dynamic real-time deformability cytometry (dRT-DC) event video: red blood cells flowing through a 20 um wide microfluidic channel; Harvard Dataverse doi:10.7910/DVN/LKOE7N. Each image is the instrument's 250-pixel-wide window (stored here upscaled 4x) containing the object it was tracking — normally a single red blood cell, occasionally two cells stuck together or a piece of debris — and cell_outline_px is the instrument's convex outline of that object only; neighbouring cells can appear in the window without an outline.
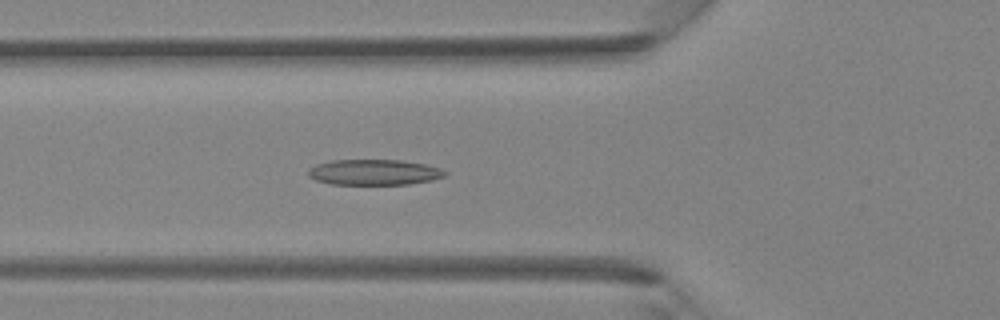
{"species": "Egyptian fruit bat (a non-hibernating species)", "species_latin": "Rousettus aegyptiacus", "temperature_condition": "room temperature", "stored_images_in_passage": 34, "camera_frame_rate_fps": 3000, "um_per_image_px": 0.085, "animal": {"sex": "female"}, "frame": {"image": 1, "passage_image": 7, "time_ms": 2.0, "image_size_px": [1000, 320], "cell_outline_px": [[448, 172], [444, 176], [432, 180], [408, 184], [332, 184], [316, 180], [308, 176], [308, 168], [316, 164], [332, 160], [400, 160], [424, 164], [440, 168]], "centroid_in_image_um": [31.78, 14.63], "position_along_channel_um": 94.0, "area_um2": 20.35}}
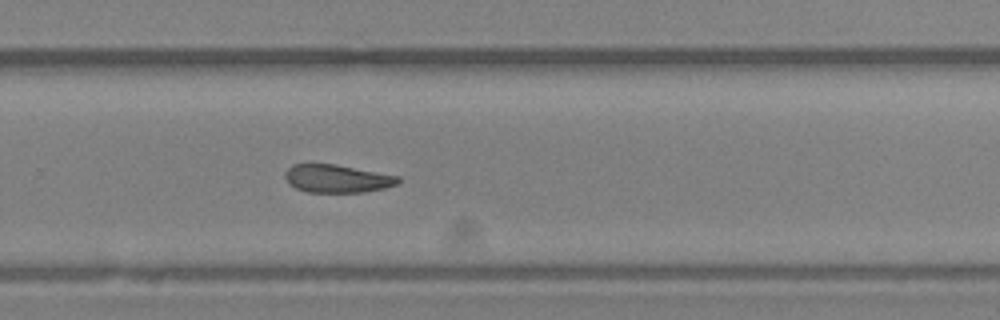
{"frame": {"image": 2, "passage_image": 20, "time_ms": 6.333, "image_size_px": [1000, 320], "cell_outline_px": [[400, 180], [396, 184], [384, 188], [364, 192], [308, 192], [296, 188], [288, 184], [284, 176], [284, 172], [292, 164], [336, 164], [400, 176]], "centroid_in_image_um": [28.63, 15.17], "position_along_channel_um": 301.2, "area_um2": 18.5}}
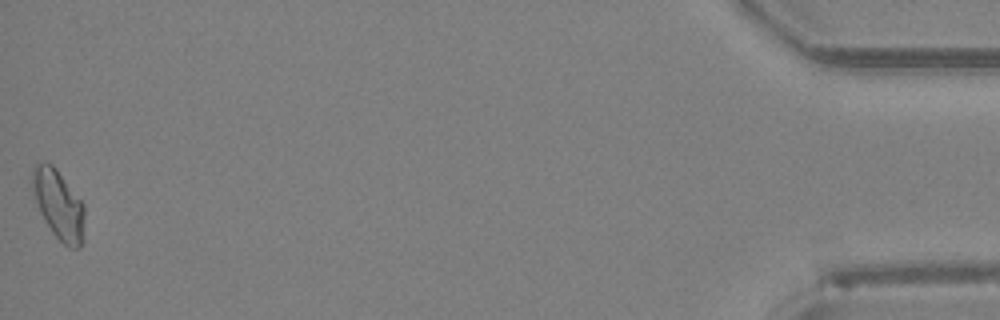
{"frame": {"image": 3, "passage_image": 34, "time_ms": 11.0, "image_size_px": [1000, 320], "cell_outline_px": [[84, 240], [80, 248], [68, 248], [52, 232], [40, 212], [32, 188], [32, 168], [36, 160], [44, 160], [52, 164], [56, 168], [84, 204]], "centroid_in_image_um": [4.98, 17.36], "position_along_channel_um": 430.2, "area_um2": 21.33}}